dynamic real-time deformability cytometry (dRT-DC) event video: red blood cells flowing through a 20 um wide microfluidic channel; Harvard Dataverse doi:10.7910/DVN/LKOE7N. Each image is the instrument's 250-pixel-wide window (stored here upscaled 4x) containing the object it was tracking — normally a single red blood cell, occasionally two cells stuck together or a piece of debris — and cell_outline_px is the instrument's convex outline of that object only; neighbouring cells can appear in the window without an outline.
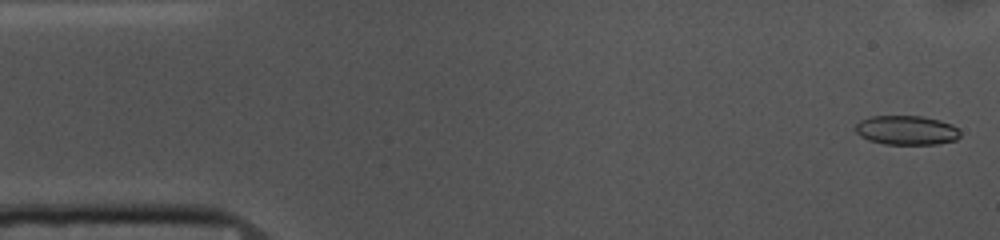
{"species": "common noctule bat (a hibernating species)", "species_latin": "Nyctalus noctula", "temperature_condition": "cold", "stored_images_in_passage": 53, "camera_frame_rate_fps": 3000, "um_per_image_px": 0.085, "animal": {"sex": "female", "body_mass_g": 10.0, "forearm_length_mm": 53.1}, "frame": {"image": 1, "passage_image": 1, "time_ms": 0.0, "image_size_px": [1000, 240], "cell_outline_px": [[960, 136], [956, 140], [936, 144], [884, 144], [868, 140], [860, 136], [852, 128], [860, 120], [872, 116], [920, 116], [940, 120], [952, 124], [960, 132]], "centroid_in_image_um": [77.02, 11.07], "position_along_channel_um": 8.0, "area_um2": 17.98}}
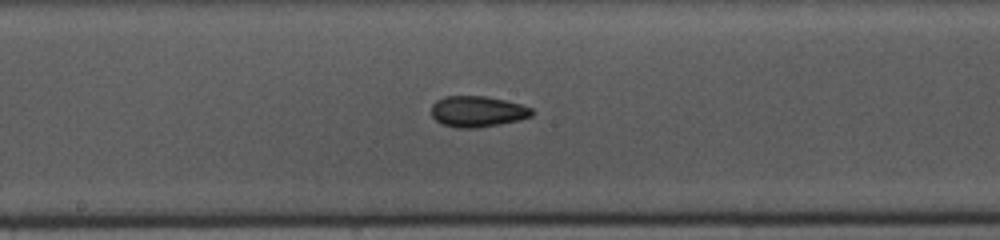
{"frame": {"image": 2, "passage_image": 26, "time_ms": 8.333, "image_size_px": [1000, 240], "cell_outline_px": [[536, 112], [532, 116], [500, 124], [476, 128], [456, 128], [444, 124], [436, 120], [432, 116], [432, 104], [436, 100], [444, 96], [484, 96], [504, 100], [520, 104], [532, 108]], "centroid_in_image_um": [40.59, 9.47], "position_along_channel_um": 207.6, "area_um2": 18.09}}
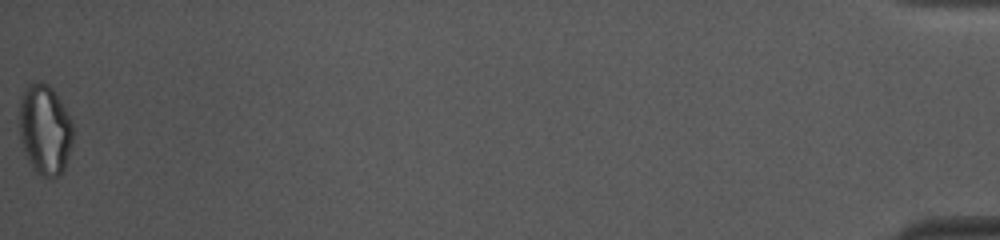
{"frame": {"image": 3, "passage_image": 53, "time_ms": 17.333, "image_size_px": [1000, 240], "cell_outline_px": [[72, 144], [64, 168], [56, 176], [40, 176], [32, 168], [24, 152], [20, 140], [20, 96], [28, 84], [32, 80], [40, 80], [48, 84], [52, 88], [60, 100], [72, 124]], "centroid_in_image_um": [3.78, 10.98], "position_along_channel_um": 431.4, "area_um2": 28.15}, "authors_computed_cell_mechanics": {"area_um2": 18.4382, "velocity_mm_per_s": 3.6775, "shape_relaxation_time_tau1_ms": null, "shape_relaxation_time_tau2_ms": 4.3227, "deformation_change_tau1": null, "deformation_change_tau2": 0.0949}}